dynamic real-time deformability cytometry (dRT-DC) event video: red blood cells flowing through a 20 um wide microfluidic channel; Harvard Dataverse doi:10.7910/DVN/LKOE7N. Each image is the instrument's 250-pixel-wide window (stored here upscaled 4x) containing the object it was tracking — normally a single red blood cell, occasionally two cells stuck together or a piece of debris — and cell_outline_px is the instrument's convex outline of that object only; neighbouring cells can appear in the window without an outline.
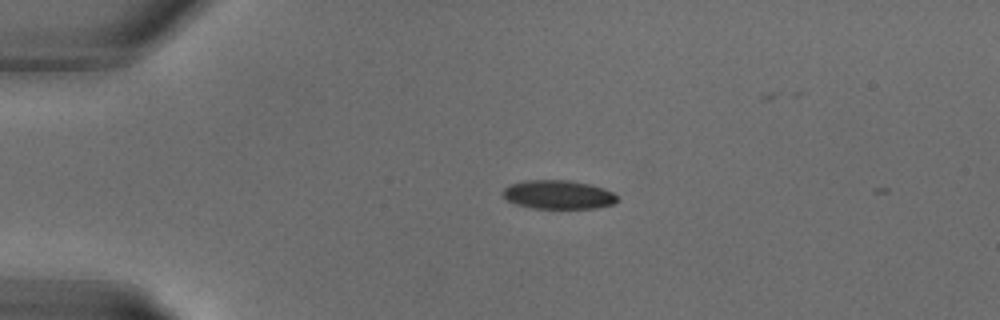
{"species": "common noctule bat (a hibernating species)", "species_latin": "Nyctalus noctula", "temperature_condition": "warm", "stored_images_in_passage": 28, "camera_frame_rate_fps": 3000, "um_per_image_px": 0.085, "animal": {"sex": "male", "body_mass_g": 18.8}, "frame": {"image": 1, "passage_image": 6, "time_ms": 1.667, "image_size_px": [1000, 320], "cell_outline_px": [[620, 200], [616, 204], [596, 208], [532, 208], [516, 204], [508, 200], [500, 192], [508, 184], [524, 180], [568, 180], [592, 184], [604, 188], [612, 192]], "centroid_in_image_um": [47.47, 16.54], "position_along_channel_um": 37.5, "area_um2": 19.48}}
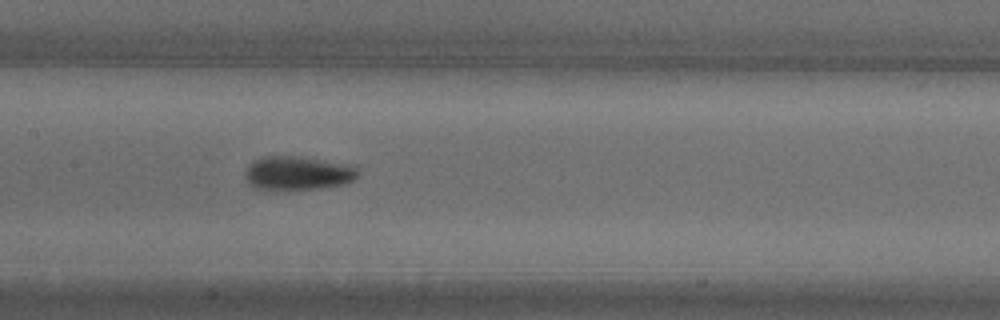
{"frame": {"image": 2, "passage_image": 14, "time_ms": 4.333, "image_size_px": [1000, 320], "cell_outline_px": [[360, 172], [352, 180], [344, 184], [320, 188], [256, 188], [248, 184], [244, 176], [244, 172], [248, 164], [264, 156], [296, 156], [356, 164]], "centroid_in_image_um": [25.35, 14.68], "position_along_channel_um": 182.0, "area_um2": 22.2}}
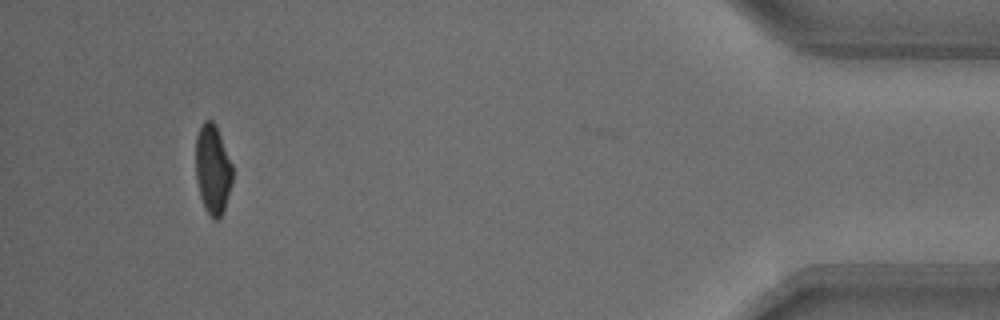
{"frame": {"image": 3, "passage_image": 27, "time_ms": 8.667, "image_size_px": [1000, 320], "cell_outline_px": [[232, 184], [224, 212], [220, 220], [216, 220], [204, 208], [200, 196], [196, 180], [196, 136], [200, 124], [204, 120], [212, 120], [220, 136], [232, 164]], "centroid_in_image_um": [18.08, 14.43], "position_along_channel_um": 417.1, "area_um2": 19.25}}